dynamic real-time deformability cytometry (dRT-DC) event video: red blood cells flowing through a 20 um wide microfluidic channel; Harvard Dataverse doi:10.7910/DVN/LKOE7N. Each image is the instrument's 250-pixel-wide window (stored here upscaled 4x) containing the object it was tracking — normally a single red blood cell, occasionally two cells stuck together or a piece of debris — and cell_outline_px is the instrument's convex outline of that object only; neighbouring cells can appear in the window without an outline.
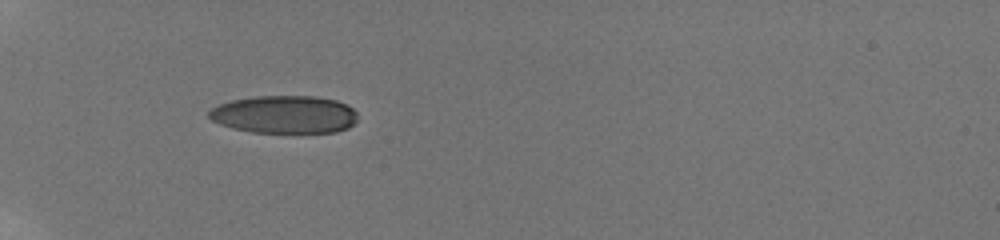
{"species": "human", "species_latin": "Homo sapiens", "temperature_condition": "room temperature", "stored_images_in_passage": 28, "camera_frame_rate_fps": 3000, "um_per_image_px": 0.085, "donor": {"sex": "male"}, "frame": {"image": 1, "passage_image": 1, "time_ms": 0.0, "image_size_px": [1000, 240], "cell_outline_px": [[356, 120], [348, 128], [336, 132], [252, 132], [232, 128], [220, 124], [212, 120], [208, 116], [208, 108], [232, 100], [256, 96], [316, 96], [336, 100], [348, 104], [356, 112]], "centroid_in_image_um": [24.16, 9.72], "position_along_channel_um": 60.8, "area_um2": 32.83}}
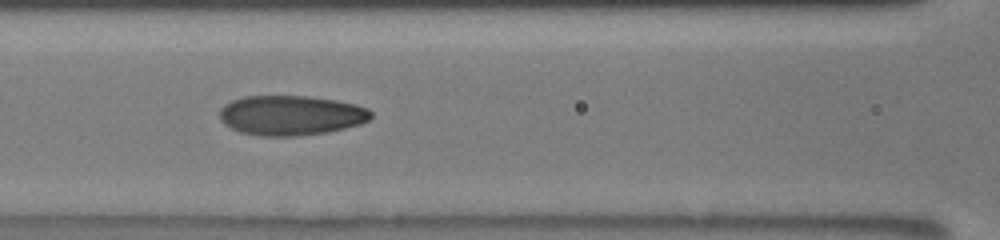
{"frame": {"image": 2, "passage_image": 19, "time_ms": 2.667, "image_size_px": [1000, 240], "cell_outline_px": [[372, 116], [368, 120], [360, 124], [328, 132], [300, 136], [260, 136], [240, 132], [224, 124], [220, 120], [220, 108], [224, 104], [232, 100], [244, 96], [308, 96], [336, 100], [356, 104], [368, 108], [372, 112]], "centroid_in_image_um": [24.73, 9.8], "position_along_channel_um": 141.9, "area_um2": 35.37}}
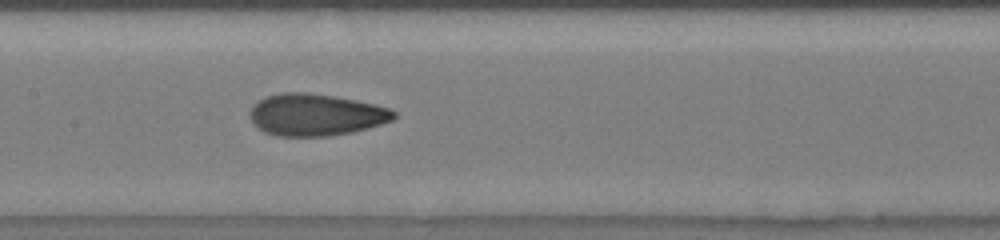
{"frame": {"image": 3, "passage_image": 27, "time_ms": 3.667, "image_size_px": [1000, 240], "cell_outline_px": [[396, 116], [392, 120], [368, 128], [352, 132], [328, 136], [276, 136], [264, 132], [256, 128], [248, 116], [248, 112], [252, 104], [268, 96], [284, 92], [308, 92], [332, 96], [392, 108], [396, 112]], "centroid_in_image_um": [26.79, 9.76], "position_along_channel_um": 180.6, "area_um2": 35.26}}